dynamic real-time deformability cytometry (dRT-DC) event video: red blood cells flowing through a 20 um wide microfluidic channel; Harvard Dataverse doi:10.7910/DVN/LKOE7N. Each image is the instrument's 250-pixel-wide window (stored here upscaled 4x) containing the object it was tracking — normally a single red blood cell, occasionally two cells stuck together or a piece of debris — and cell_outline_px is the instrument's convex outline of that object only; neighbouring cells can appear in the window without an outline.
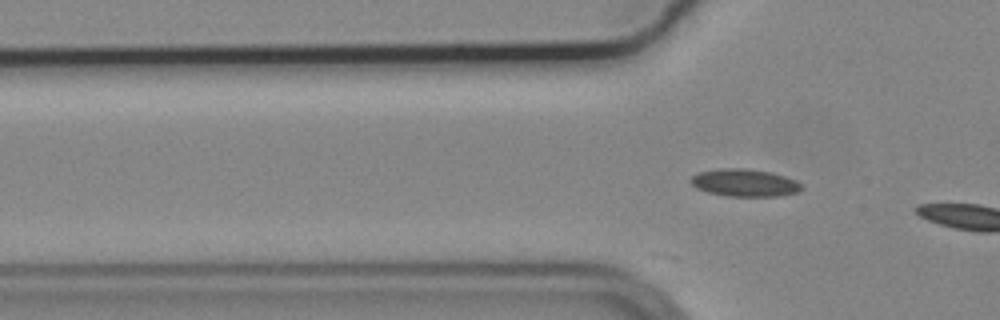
{"species": "common noctule bat (a hibernating species)", "species_latin": "Nyctalus noctula", "temperature_condition": "cold", "stored_images_in_passage": 9, "camera_frame_rate_fps": 3000, "um_per_image_px": 0.085, "animal": {"sex": "male", "body_mass_g": 19.2, "forearm_length_mm": 51.8}, "frame": {"image": 1, "passage_image": 9, "time_ms": 2.667, "image_size_px": [1000, 320], "cell_outline_px": [[804, 188], [796, 192], [780, 196], [728, 196], [708, 192], [696, 188], [692, 184], [692, 176], [696, 172], [720, 168], [744, 168], [772, 172], [796, 180]], "centroid_in_image_um": [63.29, 15.53], "position_along_channel_um": 62.5, "area_um2": 17.74}}